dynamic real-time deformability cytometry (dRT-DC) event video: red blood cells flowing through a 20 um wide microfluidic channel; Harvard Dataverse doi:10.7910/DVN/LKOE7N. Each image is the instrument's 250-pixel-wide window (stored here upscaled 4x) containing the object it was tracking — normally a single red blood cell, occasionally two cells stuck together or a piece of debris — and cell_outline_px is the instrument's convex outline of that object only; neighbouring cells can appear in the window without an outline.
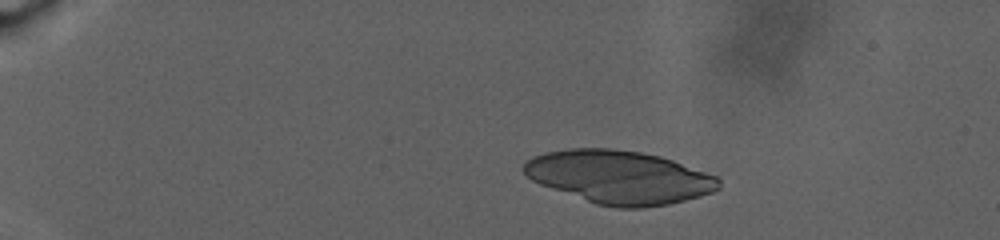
{"species": "human", "species_latin": "Homo sapiens", "temperature_condition": "warm", "stored_images_in_passage": 43, "segment_of_instrument_passage": [1, 2], "camera_frame_rate_fps": 3000, "um_per_image_px": 0.085, "donor": {"sex": "male"}, "frame": {"image": 1, "passage_image": 1, "time_ms": 0.0, "image_size_px": [1000, 240], "cell_outline_px": [[720, 188], [712, 192], [700, 196], [668, 204], [644, 208], [616, 208], [596, 204], [540, 184], [532, 180], [524, 172], [524, 164], [532, 156], [544, 152], [568, 148], [612, 148], [640, 152], [660, 156], [672, 160], [716, 176], [720, 180]], "centroid_in_image_um": [52.63, 15.05], "position_along_channel_um": 32.4, "area_um2": 60.29}}